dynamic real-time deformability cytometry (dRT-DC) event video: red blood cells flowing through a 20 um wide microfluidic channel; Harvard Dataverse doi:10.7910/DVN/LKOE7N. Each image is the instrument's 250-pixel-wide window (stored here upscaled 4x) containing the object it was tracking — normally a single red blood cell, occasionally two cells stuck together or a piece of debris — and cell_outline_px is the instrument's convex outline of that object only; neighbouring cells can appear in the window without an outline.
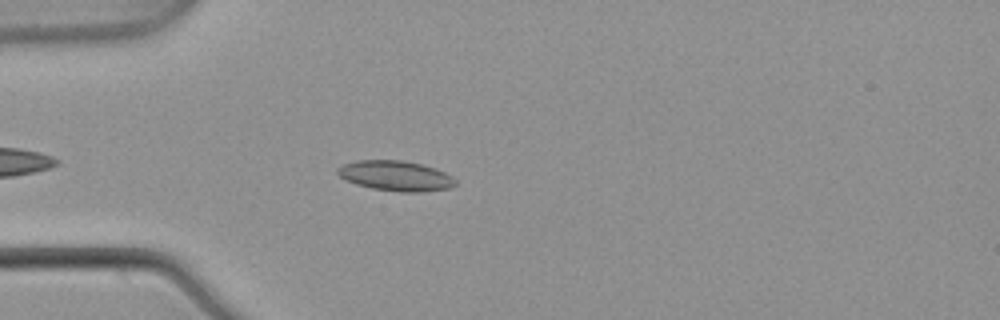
{"species": "common noctule bat (a hibernating species)", "species_latin": "Nyctalus noctula", "temperature_condition": "warm", "stored_images_in_passage": 28, "camera_frame_rate_fps": 3000, "um_per_image_px": 0.085, "animal": {"sex": "male", "body_mass_g": 21.5, "forearm_length_mm": 52.0}, "frame": {"image": 1, "passage_image": 5, "time_ms": 1.333, "image_size_px": [1000, 320], "cell_outline_px": [[456, 184], [452, 188], [420, 192], [400, 192], [372, 188], [356, 184], [340, 176], [336, 172], [336, 168], [344, 164], [356, 160], [400, 160], [424, 164], [444, 172], [452, 176], [456, 180]], "centroid_in_image_um": [33.65, 14.94], "position_along_channel_um": 51.3, "area_um2": 20.75}}
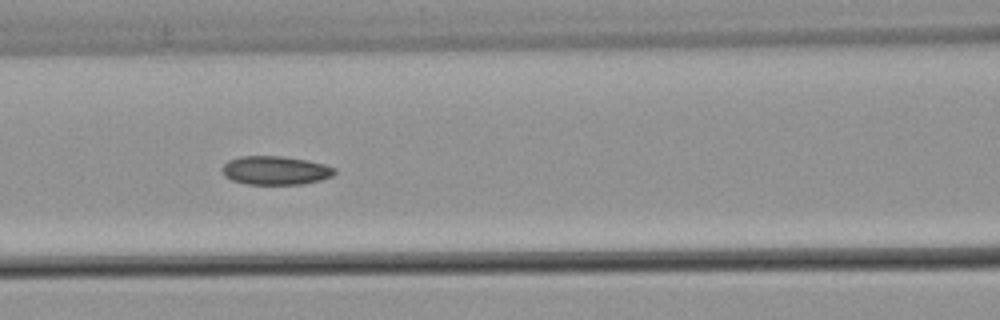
{"frame": {"image": 2, "passage_image": 13, "time_ms": 4.0, "image_size_px": [1000, 320], "cell_outline_px": [[336, 172], [332, 176], [320, 180], [304, 184], [248, 184], [232, 180], [224, 176], [224, 164], [228, 160], [240, 156], [280, 156], [308, 160], [324, 164], [336, 168]], "centroid_in_image_um": [23.44, 14.48], "position_along_channel_um": 143.2, "area_um2": 18.73}}
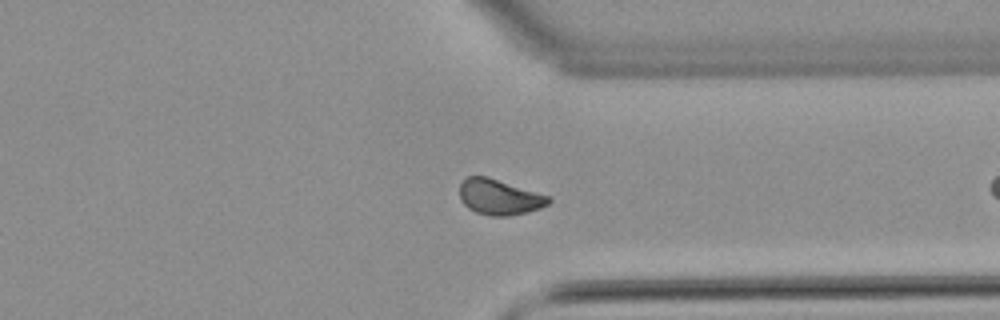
{"frame": {"image": 3, "passage_image": 27, "time_ms": 8.667, "image_size_px": [1000, 320], "cell_outline_px": [[552, 200], [548, 204], [540, 208], [508, 216], [488, 216], [476, 212], [468, 208], [460, 200], [460, 184], [468, 176], [488, 176], [548, 196]], "centroid_in_image_um": [42.41, 16.75], "position_along_channel_um": 369.0, "area_um2": 18.26}}